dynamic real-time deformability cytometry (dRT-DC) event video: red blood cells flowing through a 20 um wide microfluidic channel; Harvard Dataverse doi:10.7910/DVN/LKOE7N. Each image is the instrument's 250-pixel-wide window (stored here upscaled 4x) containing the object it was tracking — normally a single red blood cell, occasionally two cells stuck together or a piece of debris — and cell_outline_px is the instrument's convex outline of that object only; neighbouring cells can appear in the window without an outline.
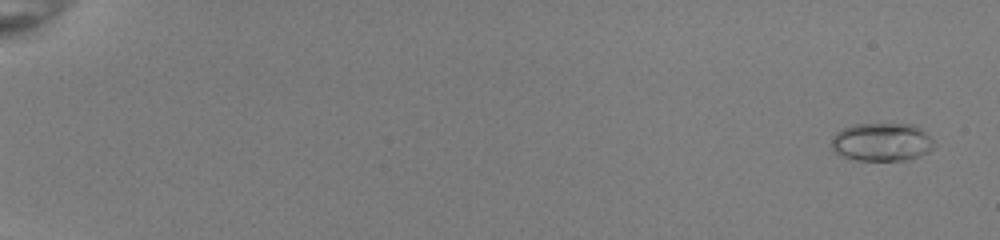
{"species": "common noctule bat (a hibernating species)", "species_latin": "Nyctalus noctula", "temperature_condition": "room temperature", "stored_images_in_passage": 54, "camera_frame_rate_fps": 3000, "um_per_image_px": 0.085, "animal": {"sex": "female", "body_mass_g": 22.0, "forearm_length_mm": 56.7}, "frame": {"image": 1, "passage_image": 3, "time_ms": 0.667, "image_size_px": [1000, 240], "cell_outline_px": [[932, 148], [928, 152], [908, 160], [856, 160], [840, 156], [832, 148], [832, 136], [840, 128], [852, 124], [916, 124], [932, 140]], "centroid_in_image_um": [74.9, 12.06], "position_along_channel_um": 10.1, "area_um2": 22.89}}
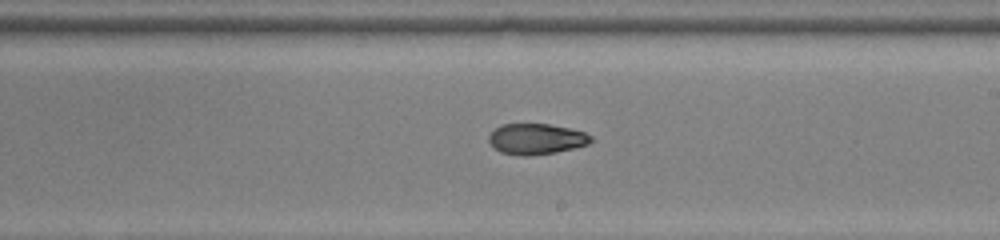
{"frame": {"image": 2, "passage_image": 35, "time_ms": 11.333, "image_size_px": [1000, 240], "cell_outline_px": [[592, 140], [588, 144], [556, 152], [528, 156], [520, 156], [500, 152], [488, 140], [488, 136], [500, 124], [548, 124], [568, 128], [584, 132], [592, 136]], "centroid_in_image_um": [45.57, 11.81], "position_along_channel_um": 243.4, "area_um2": 18.15}}
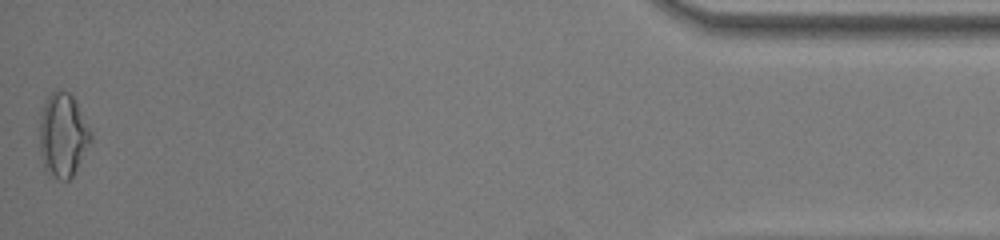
{"frame": {"image": 3, "passage_image": 54, "time_ms": 17.667, "image_size_px": [1000, 240], "cell_outline_px": [[92, 140], [72, 176], [68, 180], [60, 180], [52, 176], [44, 168], [40, 148], [40, 116], [44, 104], [48, 96], [52, 92], [60, 88], [68, 92], [72, 96], [92, 132]], "centroid_in_image_um": [5.34, 11.48], "position_along_channel_um": 429.9, "area_um2": 24.8}, "authors_computed_cell_mechanics": {"area_um2": 19.4497, "velocity_mm_per_s": 4.026, "shape_relaxation_time_tau1_ms": null, "shape_relaxation_time_tau2_ms": 3.6694, "deformation_change_tau1": null, "deformation_change_tau2": 0.0848}}